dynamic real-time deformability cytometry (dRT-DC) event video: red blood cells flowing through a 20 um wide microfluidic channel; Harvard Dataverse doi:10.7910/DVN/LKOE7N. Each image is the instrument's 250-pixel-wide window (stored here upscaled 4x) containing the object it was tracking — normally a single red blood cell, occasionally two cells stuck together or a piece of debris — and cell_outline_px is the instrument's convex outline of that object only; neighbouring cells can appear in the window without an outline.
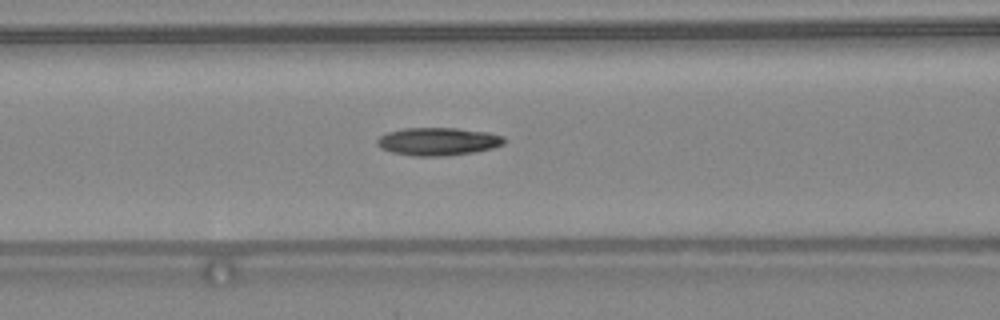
{"species": "common noctule bat (a hibernating species)", "species_latin": "Nyctalus noctula", "temperature_condition": "warm", "stored_images_in_passage": 35, "camera_frame_rate_fps": 3000, "um_per_image_px": 0.085, "animal": {"sex": "female", "body_mass_g": 24.6, "forearm_length_mm": 56.2}, "frame": {"image": 1, "passage_image": 13, "time_ms": 4.0, "image_size_px": [1000, 320], "cell_outline_px": [[504, 144], [492, 148], [476, 152], [448, 156], [412, 156], [392, 152], [380, 148], [376, 144], [376, 140], [380, 136], [388, 132], [404, 128], [456, 128], [488, 132], [504, 136]], "centroid_in_image_um": [37.23, 12.03], "position_along_channel_um": 129.4, "area_um2": 20.81}}
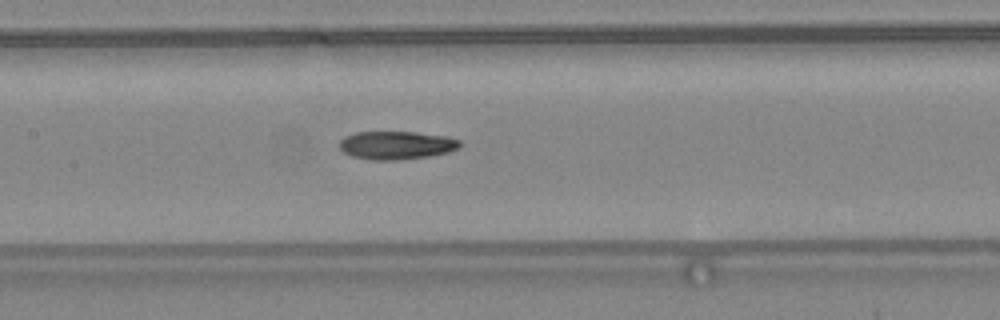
{"frame": {"image": 2, "passage_image": 16, "time_ms": 5.0, "image_size_px": [1000, 320], "cell_outline_px": [[460, 148], [448, 152], [432, 156], [400, 160], [372, 160], [352, 156], [344, 152], [340, 148], [340, 140], [344, 136], [356, 132], [416, 132], [448, 136], [460, 140]], "centroid_in_image_um": [33.72, 12.34], "position_along_channel_um": 173.7, "area_um2": 20.0}}
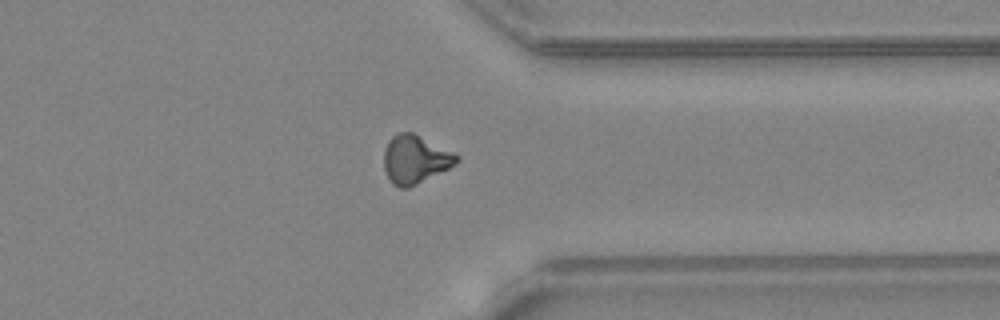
{"frame": {"image": 3, "passage_image": 30, "time_ms": 9.667, "image_size_px": [1000, 320], "cell_outline_px": [[460, 160], [456, 164], [408, 188], [400, 188], [392, 184], [384, 168], [384, 152], [388, 140], [396, 132], [412, 132], [460, 156]], "centroid_in_image_um": [35.26, 13.54], "position_along_channel_um": 376.1, "area_um2": 20.23}}